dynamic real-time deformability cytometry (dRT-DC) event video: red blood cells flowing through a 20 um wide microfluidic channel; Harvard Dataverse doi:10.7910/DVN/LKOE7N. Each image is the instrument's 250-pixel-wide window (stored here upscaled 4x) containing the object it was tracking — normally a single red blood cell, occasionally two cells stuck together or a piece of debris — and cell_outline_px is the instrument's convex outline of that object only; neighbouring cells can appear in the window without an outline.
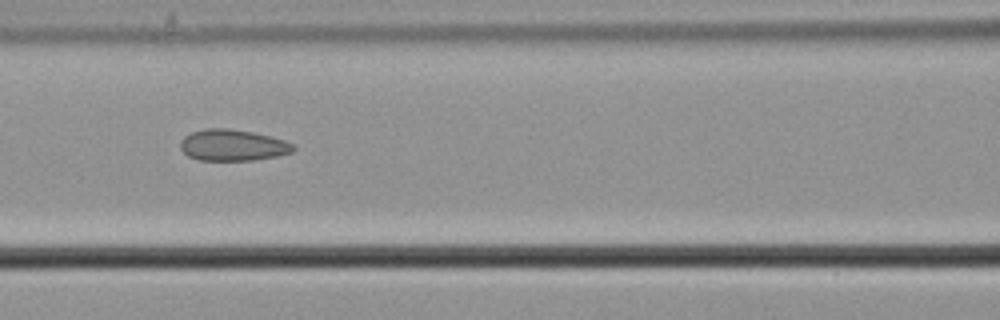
{"species": "common noctule bat (a hibernating species)", "species_latin": "Nyctalus noctula", "temperature_condition": "cold", "stored_images_in_passage": 9, "camera_frame_rate_fps": 3000, "um_per_image_px": 0.085, "animal": {"sex": "male", "body_mass_g": 21.5, "forearm_length_mm": 52.0}, "frame": {"image": 1, "passage_image": 6, "time_ms": 1.667, "image_size_px": [1000, 320], "cell_outline_px": [[296, 148], [292, 152], [276, 156], [252, 160], [200, 160], [188, 156], [180, 148], [180, 140], [184, 136], [192, 132], [204, 128], [228, 128], [252, 132], [272, 136], [284, 140], [292, 144]], "centroid_in_image_um": [19.76, 12.33], "position_along_channel_um": 146.8, "area_um2": 20.63}}
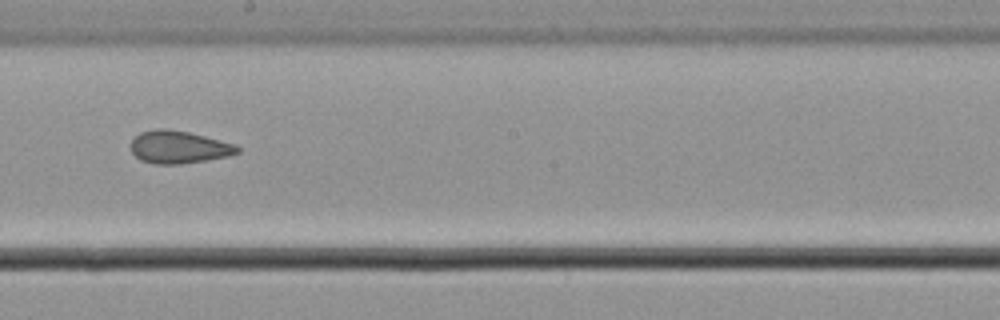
{"frame": {"image": 2, "passage_image": 8, "time_ms": 2.333, "image_size_px": [1000, 320], "cell_outline_px": [[240, 152], [228, 156], [208, 160], [180, 164], [156, 164], [140, 160], [132, 152], [128, 144], [140, 132], [156, 128], [168, 128], [188, 132], [236, 144], [240, 148]], "centroid_in_image_um": [15.18, 12.5], "position_along_channel_um": 233.0, "area_um2": 20.46}}
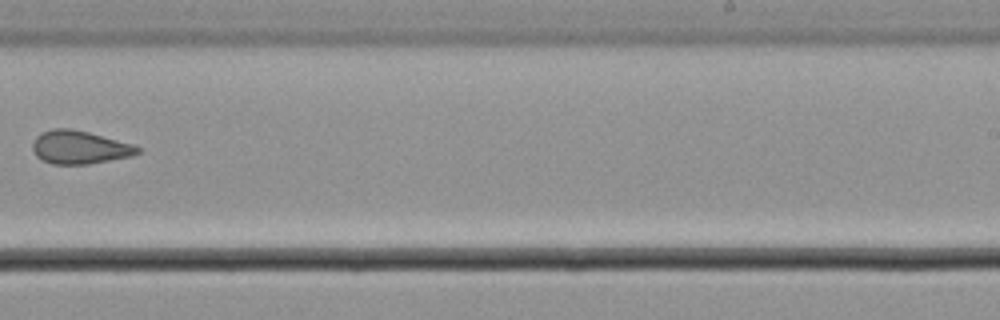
{"frame": {"image": 3, "passage_image": 9, "time_ms": 2.667, "image_size_px": [1000, 320], "cell_outline_px": [[140, 152], [132, 156], [88, 164], [52, 164], [40, 160], [36, 156], [32, 148], [32, 144], [36, 136], [52, 128], [72, 128], [88, 132], [132, 144], [140, 148]], "centroid_in_image_um": [6.73, 12.52], "position_along_channel_um": 282.3, "area_um2": 20.29}}